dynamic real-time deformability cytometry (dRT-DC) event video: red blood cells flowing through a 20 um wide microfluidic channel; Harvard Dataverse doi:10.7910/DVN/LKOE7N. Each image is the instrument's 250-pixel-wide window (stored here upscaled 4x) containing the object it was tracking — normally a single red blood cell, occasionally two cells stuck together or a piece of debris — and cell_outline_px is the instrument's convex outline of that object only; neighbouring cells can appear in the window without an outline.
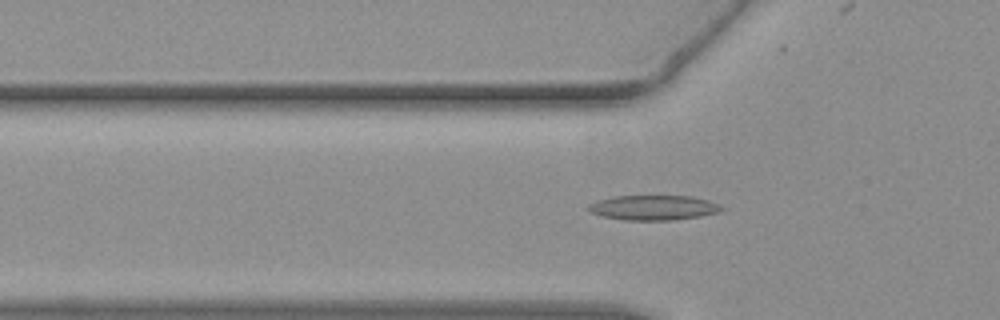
{"species": "common noctule bat (a hibernating species)", "species_latin": "Nyctalus noctula", "temperature_condition": "warm", "stored_images_in_passage": 54, "camera_frame_rate_fps": 3000, "um_per_image_px": 0.085, "animal": {"sex": "female", "body_mass_g": 19.3, "forearm_length_mm": 54.1}, "frame": {"image": 1, "passage_image": 18, "time_ms": 5.667, "image_size_px": [1000, 320], "cell_outline_px": [[724, 208], [720, 212], [700, 216], [676, 220], [624, 220], [604, 216], [588, 212], [588, 204], [596, 200], [612, 196], [692, 196], [708, 200], [720, 204]], "centroid_in_image_um": [55.54, 17.65], "position_along_channel_um": 70.3, "area_um2": 19.48}}
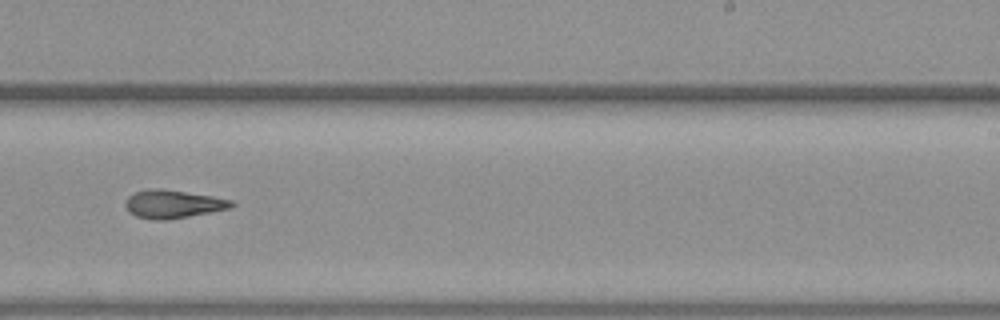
{"frame": {"image": 2, "passage_image": 34, "time_ms": 11.0, "image_size_px": [1000, 320], "cell_outline_px": [[236, 204], [232, 208], [168, 220], [152, 220], [136, 216], [128, 212], [124, 204], [124, 200], [132, 192], [156, 188], [164, 188], [212, 196], [232, 200]], "centroid_in_image_um": [14.68, 17.34], "position_along_channel_um": 274.3, "area_um2": 17.74}}
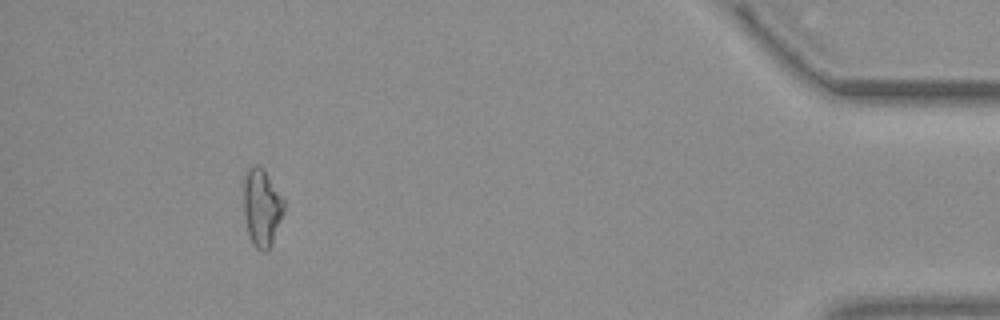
{"frame": {"image": 3, "passage_image": 50, "time_ms": 16.333, "image_size_px": [1000, 320], "cell_outline_px": [[284, 212], [272, 244], [264, 252], [260, 252], [252, 244], [248, 232], [244, 216], [244, 176], [248, 168], [252, 164], [256, 164], [264, 168], [284, 200]], "centroid_in_image_um": [22.25, 17.62], "position_along_channel_um": 413.0, "area_um2": 18.38}, "authors_computed_cell_mechanics": {"area_um2": 17.7735, "velocity_mm_per_s": 3.8119, "shape_relaxation_time_tau1_ms": null, "shape_relaxation_time_tau2_ms": 5.1231, "deformation_change_tau1": null, "deformation_change_tau2": 0.1487}}